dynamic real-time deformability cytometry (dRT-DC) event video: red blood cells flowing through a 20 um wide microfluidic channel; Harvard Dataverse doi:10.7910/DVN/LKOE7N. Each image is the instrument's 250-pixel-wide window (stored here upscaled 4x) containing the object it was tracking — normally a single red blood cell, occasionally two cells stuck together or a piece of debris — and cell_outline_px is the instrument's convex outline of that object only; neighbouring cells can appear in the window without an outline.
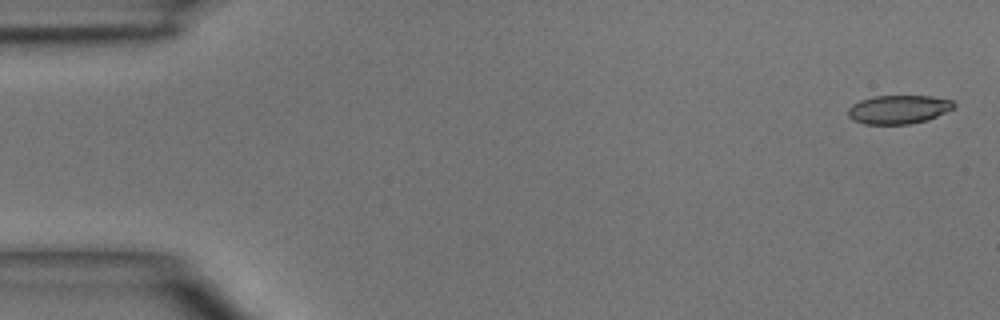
{"species": "common noctule bat (a hibernating species)", "species_latin": "Nyctalus noctula", "temperature_condition": "room temperature", "stored_images_in_passage": 5, "camera_frame_rate_fps": 3000, "um_per_image_px": 0.085, "animal": {"sex": "male", "body_mass_g": 15.6}, "frame": {"image": 1, "passage_image": 1, "time_ms": 0.0, "image_size_px": [1000, 320], "cell_outline_px": [[956, 108], [928, 120], [908, 124], [864, 124], [852, 120], [848, 116], [848, 108], [852, 104], [860, 100], [876, 96], [932, 96], [952, 100], [956, 104]], "centroid_in_image_um": [76.4, 9.3], "position_along_channel_um": 8.6, "area_um2": 17.86}}
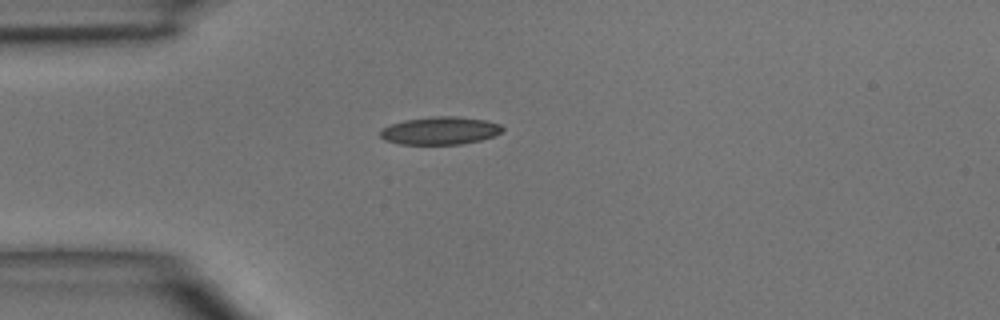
{"frame": {"image": 2, "passage_image": 4, "time_ms": 3.667, "image_size_px": [1000, 320], "cell_outline_px": [[504, 128], [500, 132], [492, 136], [480, 140], [460, 144], [400, 144], [384, 140], [380, 136], [380, 132], [384, 128], [392, 124], [404, 120], [432, 116], [456, 116], [484, 120], [500, 124]], "centroid_in_image_um": [37.39, 11.1], "position_along_channel_um": 47.6, "area_um2": 19.59}}